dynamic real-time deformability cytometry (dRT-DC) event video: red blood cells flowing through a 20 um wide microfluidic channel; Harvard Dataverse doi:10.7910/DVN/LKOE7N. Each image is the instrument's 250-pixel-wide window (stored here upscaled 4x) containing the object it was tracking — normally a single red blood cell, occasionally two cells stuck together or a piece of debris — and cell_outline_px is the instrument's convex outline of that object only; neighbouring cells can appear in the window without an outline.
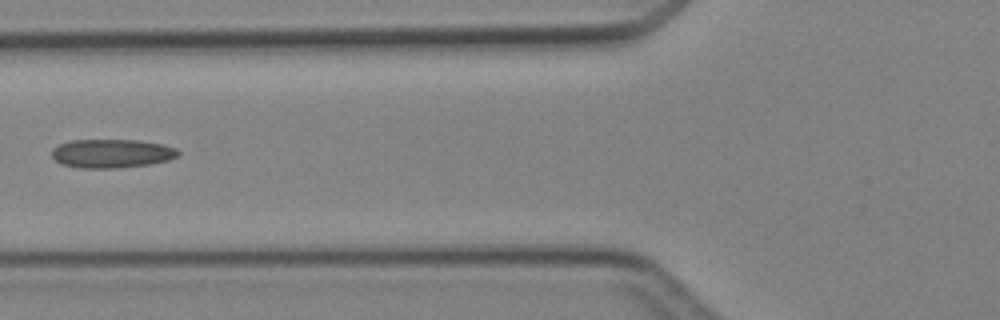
{"species": "Egyptian fruit bat (a non-hibernating species)", "species_latin": "Rousettus aegyptiacus", "temperature_condition": "cold", "stored_images_in_passage": 5, "camera_frame_rate_fps": 3000, "um_per_image_px": 0.085, "animal": {"sex": "female"}, "frame": {"image": 1, "passage_image": 5, "time_ms": 5.333, "image_size_px": [1000, 320], "cell_outline_px": [[180, 156], [168, 160], [152, 164], [112, 168], [80, 168], [60, 164], [52, 156], [52, 148], [60, 144], [72, 140], [140, 140], [164, 144], [176, 148], [180, 152]], "centroid_in_image_um": [9.53, 13.04], "position_along_channel_um": 116.3, "area_um2": 21.33}}